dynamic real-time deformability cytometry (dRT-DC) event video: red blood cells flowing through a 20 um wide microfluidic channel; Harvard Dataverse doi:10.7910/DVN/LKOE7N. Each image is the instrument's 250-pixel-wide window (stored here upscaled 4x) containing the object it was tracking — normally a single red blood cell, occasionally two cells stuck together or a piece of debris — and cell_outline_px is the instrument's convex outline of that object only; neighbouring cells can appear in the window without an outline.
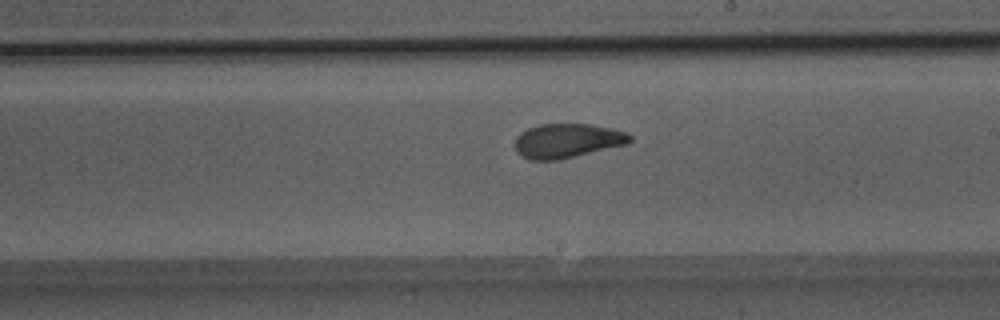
{"species": "Egyptian fruit bat (a non-hibernating species)", "species_latin": "Rousettus aegyptiacus", "temperature_condition": "room temperature", "stored_images_in_passage": 49, "camera_frame_rate_fps": 3000, "um_per_image_px": 0.085, "animal": {"sex": "male"}, "frame": {"image": 1, "passage_image": 28, "time_ms": 9.0, "image_size_px": [1000, 320], "cell_outline_px": [[632, 140], [628, 144], [556, 160], [528, 160], [520, 156], [516, 152], [516, 136], [520, 132], [528, 128], [540, 124], [588, 124], [612, 128], [628, 132], [632, 136]], "centroid_in_image_um": [48.21, 11.96], "position_along_channel_um": 240.8, "area_um2": 23.06}}
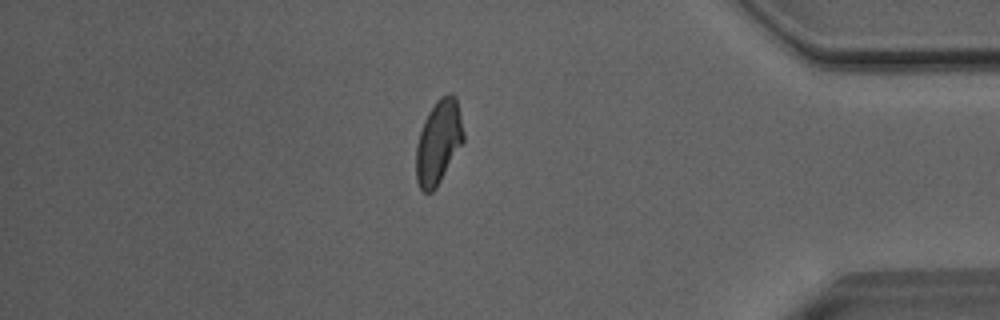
{"frame": {"image": 2, "passage_image": 42, "time_ms": 13.667, "image_size_px": [1000, 320], "cell_outline_px": [[464, 140], [436, 188], [432, 192], [424, 192], [420, 188], [416, 180], [416, 144], [424, 120], [428, 112], [436, 100], [440, 96], [448, 92], [452, 92], [456, 96], [464, 132]], "centroid_in_image_um": [37.27, 12.04], "position_along_channel_um": 397.9, "area_um2": 23.24}}
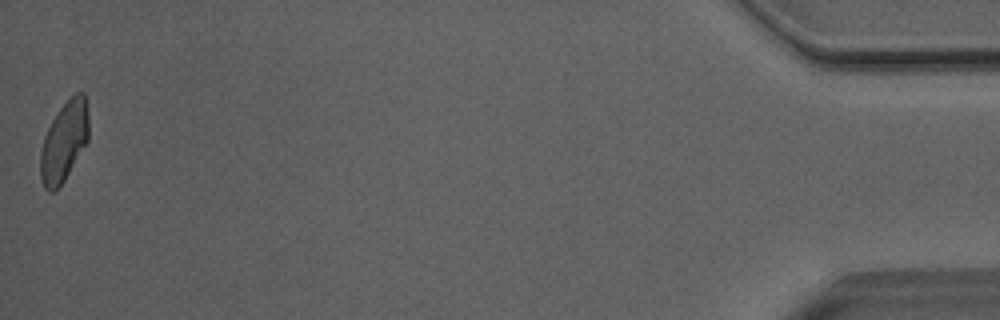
{"frame": {"image": 3, "passage_image": 49, "time_ms": 16.0, "image_size_px": [1000, 320], "cell_outline_px": [[88, 140], [64, 180], [52, 192], [48, 192], [44, 188], [40, 176], [40, 152], [44, 136], [52, 120], [60, 108], [76, 92], [84, 92], [88, 116]], "centroid_in_image_um": [5.43, 12.03], "position_along_channel_um": 429.8, "area_um2": 22.14}, "authors_computed_cell_mechanics": {"area_um2": 23.5824, "velocity_mm_per_s": 4.0629, "shape_relaxation_time_tau1_ms": 9.2471, "shape_relaxation_time_tau2_ms": 1.136, "deformation_change_tau1": 0.1828, "deformation_change_tau2": 0.0757}}